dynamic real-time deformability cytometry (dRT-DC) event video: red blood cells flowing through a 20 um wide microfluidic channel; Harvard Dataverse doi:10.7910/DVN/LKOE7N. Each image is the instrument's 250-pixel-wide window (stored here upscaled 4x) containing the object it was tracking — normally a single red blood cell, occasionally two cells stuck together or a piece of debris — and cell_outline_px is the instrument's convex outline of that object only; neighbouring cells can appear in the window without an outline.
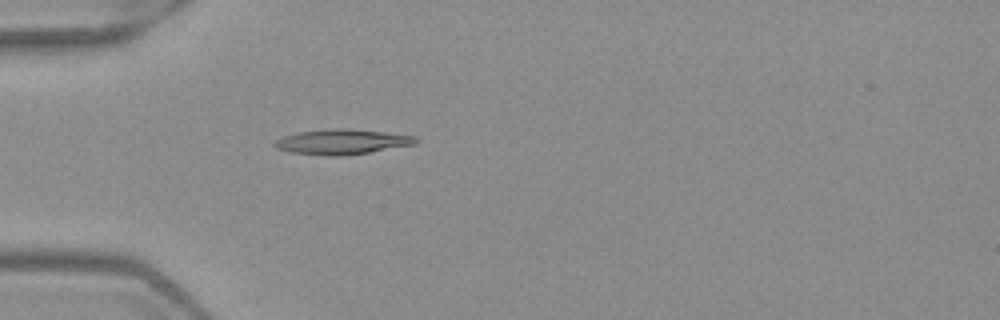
{"species": "Egyptian fruit bat (a non-hibernating species)", "species_latin": "Rousettus aegyptiacus", "temperature_condition": "warm", "stored_images_in_passage": 5, "camera_frame_rate_fps": 3000, "um_per_image_px": 0.085, "frame": {"image": 1, "passage_image": 5, "time_ms": 1.333, "image_size_px": [1000, 320], "cell_outline_px": [[420, 140], [416, 144], [348, 156], [324, 156], [292, 152], [276, 148], [272, 144], [276, 140], [284, 136], [300, 132], [332, 128], [348, 128], [384, 132], [416, 136]], "centroid_in_image_um": [29.11, 12.06], "position_along_channel_um": 55.9, "area_um2": 20.81}}